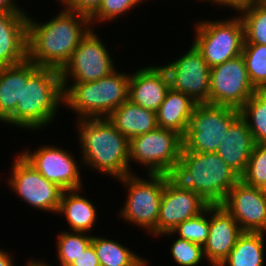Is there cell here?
Instances as JSON below:
<instances>
[{"instance_id": "cell-1", "label": "cell", "mask_w": 266, "mask_h": 266, "mask_svg": "<svg viewBox=\"0 0 266 266\" xmlns=\"http://www.w3.org/2000/svg\"><path fill=\"white\" fill-rule=\"evenodd\" d=\"M27 22V59L39 67L61 71L86 34L93 29L89 16L67 8L50 21Z\"/></svg>"}, {"instance_id": "cell-2", "label": "cell", "mask_w": 266, "mask_h": 266, "mask_svg": "<svg viewBox=\"0 0 266 266\" xmlns=\"http://www.w3.org/2000/svg\"><path fill=\"white\" fill-rule=\"evenodd\" d=\"M62 104L60 71L39 67L26 59L22 62L21 102H17L15 111L3 123L38 131L54 121Z\"/></svg>"}, {"instance_id": "cell-3", "label": "cell", "mask_w": 266, "mask_h": 266, "mask_svg": "<svg viewBox=\"0 0 266 266\" xmlns=\"http://www.w3.org/2000/svg\"><path fill=\"white\" fill-rule=\"evenodd\" d=\"M176 188L199 194L209 204H221L230 189L240 180L217 153L187 151L166 173Z\"/></svg>"}, {"instance_id": "cell-4", "label": "cell", "mask_w": 266, "mask_h": 266, "mask_svg": "<svg viewBox=\"0 0 266 266\" xmlns=\"http://www.w3.org/2000/svg\"><path fill=\"white\" fill-rule=\"evenodd\" d=\"M76 120L81 145V164L117 180L130 174L129 140L108 118Z\"/></svg>"}, {"instance_id": "cell-5", "label": "cell", "mask_w": 266, "mask_h": 266, "mask_svg": "<svg viewBox=\"0 0 266 266\" xmlns=\"http://www.w3.org/2000/svg\"><path fill=\"white\" fill-rule=\"evenodd\" d=\"M129 73L113 71L96 81L62 84L63 105L84 118L108 117L128 100Z\"/></svg>"}, {"instance_id": "cell-6", "label": "cell", "mask_w": 266, "mask_h": 266, "mask_svg": "<svg viewBox=\"0 0 266 266\" xmlns=\"http://www.w3.org/2000/svg\"><path fill=\"white\" fill-rule=\"evenodd\" d=\"M134 174L118 179L128 192L126 202L119 211L120 217L156 237L161 196L167 178L164 174H147L148 178L143 179Z\"/></svg>"}, {"instance_id": "cell-7", "label": "cell", "mask_w": 266, "mask_h": 266, "mask_svg": "<svg viewBox=\"0 0 266 266\" xmlns=\"http://www.w3.org/2000/svg\"><path fill=\"white\" fill-rule=\"evenodd\" d=\"M194 29L192 44L210 68L242 54L245 36L239 15L227 20H200Z\"/></svg>"}, {"instance_id": "cell-8", "label": "cell", "mask_w": 266, "mask_h": 266, "mask_svg": "<svg viewBox=\"0 0 266 266\" xmlns=\"http://www.w3.org/2000/svg\"><path fill=\"white\" fill-rule=\"evenodd\" d=\"M240 116V110L209 103L196 104L183 136L187 151L216 153L230 125Z\"/></svg>"}, {"instance_id": "cell-9", "label": "cell", "mask_w": 266, "mask_h": 266, "mask_svg": "<svg viewBox=\"0 0 266 266\" xmlns=\"http://www.w3.org/2000/svg\"><path fill=\"white\" fill-rule=\"evenodd\" d=\"M183 137L177 132L157 127L148 133L129 140V165L131 161L147 167L148 174H164L179 161Z\"/></svg>"}, {"instance_id": "cell-10", "label": "cell", "mask_w": 266, "mask_h": 266, "mask_svg": "<svg viewBox=\"0 0 266 266\" xmlns=\"http://www.w3.org/2000/svg\"><path fill=\"white\" fill-rule=\"evenodd\" d=\"M8 186L35 209L57 214L64 190L43 177L19 153L11 165Z\"/></svg>"}, {"instance_id": "cell-11", "label": "cell", "mask_w": 266, "mask_h": 266, "mask_svg": "<svg viewBox=\"0 0 266 266\" xmlns=\"http://www.w3.org/2000/svg\"><path fill=\"white\" fill-rule=\"evenodd\" d=\"M90 30L74 50L70 61L60 71L62 84L96 81L116 70L103 41ZM70 77V78H69Z\"/></svg>"}, {"instance_id": "cell-12", "label": "cell", "mask_w": 266, "mask_h": 266, "mask_svg": "<svg viewBox=\"0 0 266 266\" xmlns=\"http://www.w3.org/2000/svg\"><path fill=\"white\" fill-rule=\"evenodd\" d=\"M255 91L242 55L210 70L209 104L240 109Z\"/></svg>"}, {"instance_id": "cell-13", "label": "cell", "mask_w": 266, "mask_h": 266, "mask_svg": "<svg viewBox=\"0 0 266 266\" xmlns=\"http://www.w3.org/2000/svg\"><path fill=\"white\" fill-rule=\"evenodd\" d=\"M179 59L163 67L166 69L170 87L189 96L197 104L209 103L210 66L192 44Z\"/></svg>"}, {"instance_id": "cell-14", "label": "cell", "mask_w": 266, "mask_h": 266, "mask_svg": "<svg viewBox=\"0 0 266 266\" xmlns=\"http://www.w3.org/2000/svg\"><path fill=\"white\" fill-rule=\"evenodd\" d=\"M28 150L20 155L47 180L64 191L82 189L81 169L70 151L52 145L38 147L34 152Z\"/></svg>"}, {"instance_id": "cell-15", "label": "cell", "mask_w": 266, "mask_h": 266, "mask_svg": "<svg viewBox=\"0 0 266 266\" xmlns=\"http://www.w3.org/2000/svg\"><path fill=\"white\" fill-rule=\"evenodd\" d=\"M237 221L243 232L266 233V192L241 179L221 203Z\"/></svg>"}, {"instance_id": "cell-16", "label": "cell", "mask_w": 266, "mask_h": 266, "mask_svg": "<svg viewBox=\"0 0 266 266\" xmlns=\"http://www.w3.org/2000/svg\"><path fill=\"white\" fill-rule=\"evenodd\" d=\"M208 205L199 194L178 189L167 180L161 196L156 236L172 231L180 223L203 212Z\"/></svg>"}, {"instance_id": "cell-17", "label": "cell", "mask_w": 266, "mask_h": 266, "mask_svg": "<svg viewBox=\"0 0 266 266\" xmlns=\"http://www.w3.org/2000/svg\"><path fill=\"white\" fill-rule=\"evenodd\" d=\"M210 215L209 235L203 245V253L210 265L219 266L230 254L243 230L221 204H210Z\"/></svg>"}, {"instance_id": "cell-18", "label": "cell", "mask_w": 266, "mask_h": 266, "mask_svg": "<svg viewBox=\"0 0 266 266\" xmlns=\"http://www.w3.org/2000/svg\"><path fill=\"white\" fill-rule=\"evenodd\" d=\"M169 89L170 79L163 65H147L130 74L128 99L157 112Z\"/></svg>"}, {"instance_id": "cell-19", "label": "cell", "mask_w": 266, "mask_h": 266, "mask_svg": "<svg viewBox=\"0 0 266 266\" xmlns=\"http://www.w3.org/2000/svg\"><path fill=\"white\" fill-rule=\"evenodd\" d=\"M26 12H0V67L27 59Z\"/></svg>"}, {"instance_id": "cell-20", "label": "cell", "mask_w": 266, "mask_h": 266, "mask_svg": "<svg viewBox=\"0 0 266 266\" xmlns=\"http://www.w3.org/2000/svg\"><path fill=\"white\" fill-rule=\"evenodd\" d=\"M254 146L253 135L246 121L239 116L226 131L216 153L241 177Z\"/></svg>"}, {"instance_id": "cell-21", "label": "cell", "mask_w": 266, "mask_h": 266, "mask_svg": "<svg viewBox=\"0 0 266 266\" xmlns=\"http://www.w3.org/2000/svg\"><path fill=\"white\" fill-rule=\"evenodd\" d=\"M107 118L128 140L158 127L156 112L136 105L129 99Z\"/></svg>"}, {"instance_id": "cell-22", "label": "cell", "mask_w": 266, "mask_h": 266, "mask_svg": "<svg viewBox=\"0 0 266 266\" xmlns=\"http://www.w3.org/2000/svg\"><path fill=\"white\" fill-rule=\"evenodd\" d=\"M196 104L186 94L170 87L156 112L158 127L173 130L183 137Z\"/></svg>"}, {"instance_id": "cell-23", "label": "cell", "mask_w": 266, "mask_h": 266, "mask_svg": "<svg viewBox=\"0 0 266 266\" xmlns=\"http://www.w3.org/2000/svg\"><path fill=\"white\" fill-rule=\"evenodd\" d=\"M83 189L66 190L63 192L57 214L64 215L70 231L88 232L94 230L98 216L96 207L91 200L79 192Z\"/></svg>"}, {"instance_id": "cell-24", "label": "cell", "mask_w": 266, "mask_h": 266, "mask_svg": "<svg viewBox=\"0 0 266 266\" xmlns=\"http://www.w3.org/2000/svg\"><path fill=\"white\" fill-rule=\"evenodd\" d=\"M265 235L261 232H243L219 266H263Z\"/></svg>"}, {"instance_id": "cell-25", "label": "cell", "mask_w": 266, "mask_h": 266, "mask_svg": "<svg viewBox=\"0 0 266 266\" xmlns=\"http://www.w3.org/2000/svg\"><path fill=\"white\" fill-rule=\"evenodd\" d=\"M94 246L100 266H147L146 258H141L120 242L93 235Z\"/></svg>"}, {"instance_id": "cell-26", "label": "cell", "mask_w": 266, "mask_h": 266, "mask_svg": "<svg viewBox=\"0 0 266 266\" xmlns=\"http://www.w3.org/2000/svg\"><path fill=\"white\" fill-rule=\"evenodd\" d=\"M22 62L0 67V122H4L21 102Z\"/></svg>"}, {"instance_id": "cell-27", "label": "cell", "mask_w": 266, "mask_h": 266, "mask_svg": "<svg viewBox=\"0 0 266 266\" xmlns=\"http://www.w3.org/2000/svg\"><path fill=\"white\" fill-rule=\"evenodd\" d=\"M239 110L255 144H266V91L256 90Z\"/></svg>"}, {"instance_id": "cell-28", "label": "cell", "mask_w": 266, "mask_h": 266, "mask_svg": "<svg viewBox=\"0 0 266 266\" xmlns=\"http://www.w3.org/2000/svg\"><path fill=\"white\" fill-rule=\"evenodd\" d=\"M244 25V43L266 45V2L239 11Z\"/></svg>"}, {"instance_id": "cell-29", "label": "cell", "mask_w": 266, "mask_h": 266, "mask_svg": "<svg viewBox=\"0 0 266 266\" xmlns=\"http://www.w3.org/2000/svg\"><path fill=\"white\" fill-rule=\"evenodd\" d=\"M241 55L250 83L255 90H262L266 86V45L244 43Z\"/></svg>"}, {"instance_id": "cell-30", "label": "cell", "mask_w": 266, "mask_h": 266, "mask_svg": "<svg viewBox=\"0 0 266 266\" xmlns=\"http://www.w3.org/2000/svg\"><path fill=\"white\" fill-rule=\"evenodd\" d=\"M57 258L60 266H69L92 242L86 232L63 231L58 234Z\"/></svg>"}, {"instance_id": "cell-31", "label": "cell", "mask_w": 266, "mask_h": 266, "mask_svg": "<svg viewBox=\"0 0 266 266\" xmlns=\"http://www.w3.org/2000/svg\"><path fill=\"white\" fill-rule=\"evenodd\" d=\"M209 229L210 204L203 212H201L197 216L185 220L184 222L176 226L172 231L162 233L159 236L178 234L179 236L177 235V237L203 246L207 241Z\"/></svg>"}, {"instance_id": "cell-32", "label": "cell", "mask_w": 266, "mask_h": 266, "mask_svg": "<svg viewBox=\"0 0 266 266\" xmlns=\"http://www.w3.org/2000/svg\"><path fill=\"white\" fill-rule=\"evenodd\" d=\"M240 179L247 185L266 188V144H255Z\"/></svg>"}, {"instance_id": "cell-33", "label": "cell", "mask_w": 266, "mask_h": 266, "mask_svg": "<svg viewBox=\"0 0 266 266\" xmlns=\"http://www.w3.org/2000/svg\"><path fill=\"white\" fill-rule=\"evenodd\" d=\"M143 1V2H142ZM145 0H102L98 9L89 17L91 27L102 22H110L120 15L125 14L129 10H133L139 4L144 3ZM94 23V24H93Z\"/></svg>"}, {"instance_id": "cell-34", "label": "cell", "mask_w": 266, "mask_h": 266, "mask_svg": "<svg viewBox=\"0 0 266 266\" xmlns=\"http://www.w3.org/2000/svg\"><path fill=\"white\" fill-rule=\"evenodd\" d=\"M170 252L174 261L180 266H197L204 260L203 246L183 238H176Z\"/></svg>"}, {"instance_id": "cell-35", "label": "cell", "mask_w": 266, "mask_h": 266, "mask_svg": "<svg viewBox=\"0 0 266 266\" xmlns=\"http://www.w3.org/2000/svg\"><path fill=\"white\" fill-rule=\"evenodd\" d=\"M102 0H73L66 8L70 11L91 16L100 6Z\"/></svg>"}, {"instance_id": "cell-36", "label": "cell", "mask_w": 266, "mask_h": 266, "mask_svg": "<svg viewBox=\"0 0 266 266\" xmlns=\"http://www.w3.org/2000/svg\"><path fill=\"white\" fill-rule=\"evenodd\" d=\"M69 266H100L94 246L90 244Z\"/></svg>"}, {"instance_id": "cell-37", "label": "cell", "mask_w": 266, "mask_h": 266, "mask_svg": "<svg viewBox=\"0 0 266 266\" xmlns=\"http://www.w3.org/2000/svg\"><path fill=\"white\" fill-rule=\"evenodd\" d=\"M266 2V0H213V3L218 6L231 7L233 11H241L244 8L256 5L258 3Z\"/></svg>"}, {"instance_id": "cell-38", "label": "cell", "mask_w": 266, "mask_h": 266, "mask_svg": "<svg viewBox=\"0 0 266 266\" xmlns=\"http://www.w3.org/2000/svg\"><path fill=\"white\" fill-rule=\"evenodd\" d=\"M14 0H0V12H25Z\"/></svg>"}, {"instance_id": "cell-39", "label": "cell", "mask_w": 266, "mask_h": 266, "mask_svg": "<svg viewBox=\"0 0 266 266\" xmlns=\"http://www.w3.org/2000/svg\"><path fill=\"white\" fill-rule=\"evenodd\" d=\"M13 257L0 248V266H14Z\"/></svg>"}, {"instance_id": "cell-40", "label": "cell", "mask_w": 266, "mask_h": 266, "mask_svg": "<svg viewBox=\"0 0 266 266\" xmlns=\"http://www.w3.org/2000/svg\"><path fill=\"white\" fill-rule=\"evenodd\" d=\"M26 266H49V264H46L43 260L41 261V260H36L35 261V259H34V261H33V259L30 261H28V263L26 264Z\"/></svg>"}, {"instance_id": "cell-41", "label": "cell", "mask_w": 266, "mask_h": 266, "mask_svg": "<svg viewBox=\"0 0 266 266\" xmlns=\"http://www.w3.org/2000/svg\"><path fill=\"white\" fill-rule=\"evenodd\" d=\"M73 0H59L62 5L65 6V8L72 2Z\"/></svg>"}, {"instance_id": "cell-42", "label": "cell", "mask_w": 266, "mask_h": 266, "mask_svg": "<svg viewBox=\"0 0 266 266\" xmlns=\"http://www.w3.org/2000/svg\"><path fill=\"white\" fill-rule=\"evenodd\" d=\"M203 1V0H202ZM205 2L208 1V2H212L213 3V0H204Z\"/></svg>"}]
</instances>
